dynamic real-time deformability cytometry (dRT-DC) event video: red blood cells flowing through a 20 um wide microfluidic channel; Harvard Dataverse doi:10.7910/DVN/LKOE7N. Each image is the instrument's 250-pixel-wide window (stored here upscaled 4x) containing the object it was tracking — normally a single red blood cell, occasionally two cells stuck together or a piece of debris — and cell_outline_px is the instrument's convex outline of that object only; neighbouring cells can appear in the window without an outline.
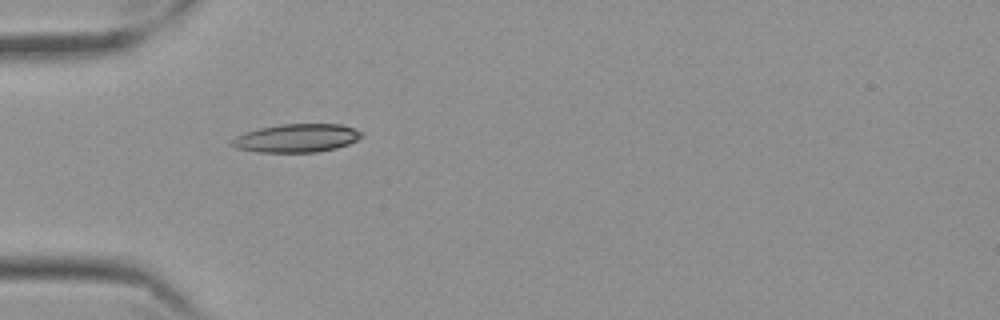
{"species": "Egyptian fruit bat (a non-hibernating species)", "species_latin": "Rousettus aegyptiacus", "temperature_condition": "cold", "stored_images_in_passage": 4, "camera_frame_rate_fps": 3000, "um_per_image_px": 0.085, "frame": {"image": 1, "passage_image": 1, "time_ms": 0.0, "image_size_px": [1000, 320], "cell_outline_px": [[364, 136], [348, 144], [336, 148], [316, 152], [256, 152], [236, 148], [228, 144], [236, 136], [244, 132], [260, 128], [280, 124], [340, 124], [352, 128], [360, 132]], "centroid_in_image_um": [25.17, 11.74], "position_along_channel_um": 59.8, "area_um2": 21.39}}
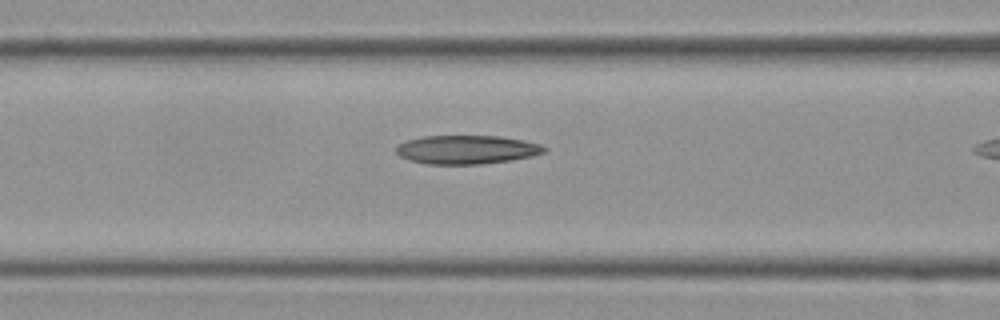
{"frame": {"image": 2, "passage_image": 3, "time_ms": 0.667, "image_size_px": [1000, 320], "cell_outline_px": [[548, 148], [544, 152], [532, 156], [512, 160], [480, 164], [428, 164], [408, 160], [400, 156], [396, 152], [396, 148], [400, 144], [408, 140], [424, 136], [500, 136], [524, 140], [540, 144]], "centroid_in_image_um": [39.69, 12.72], "position_along_channel_um": 126.9, "area_um2": 24.74}}